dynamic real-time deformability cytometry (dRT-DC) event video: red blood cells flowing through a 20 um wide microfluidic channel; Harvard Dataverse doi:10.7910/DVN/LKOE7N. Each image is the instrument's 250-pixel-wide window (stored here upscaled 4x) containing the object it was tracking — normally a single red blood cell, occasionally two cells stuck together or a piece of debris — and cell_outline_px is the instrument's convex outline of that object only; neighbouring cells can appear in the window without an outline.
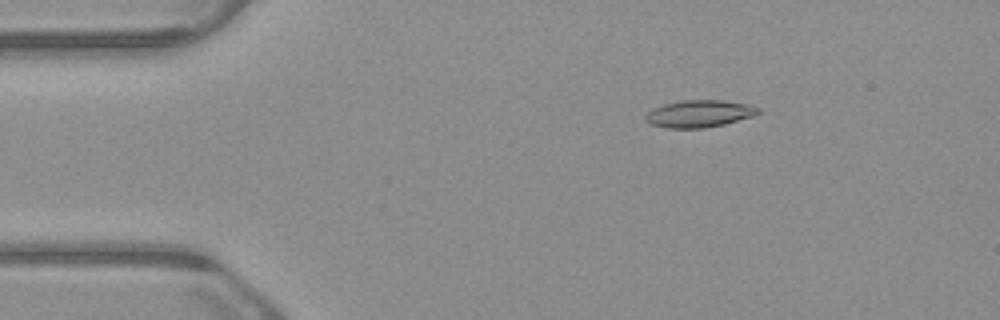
{"species": "common noctule bat (a hibernating species)", "species_latin": "Nyctalus noctula", "temperature_condition": "warm", "stored_images_in_passage": 19, "camera_frame_rate_fps": 3000, "um_per_image_px": 0.085, "animal": {"sex": "male", "body_mass_g": 23.1, "forearm_length_mm": 52.7}, "frame": {"image": 1, "passage_image": 9, "time_ms": 2.667, "image_size_px": [1000, 320], "cell_outline_px": [[760, 112], [752, 116], [724, 124], [704, 128], [668, 128], [648, 124], [644, 120], [644, 116], [652, 108], [664, 104], [684, 100], [724, 100], [748, 104], [760, 108]], "centroid_in_image_um": [59.4, 9.66], "position_along_channel_um": 25.6, "area_um2": 17.92}}
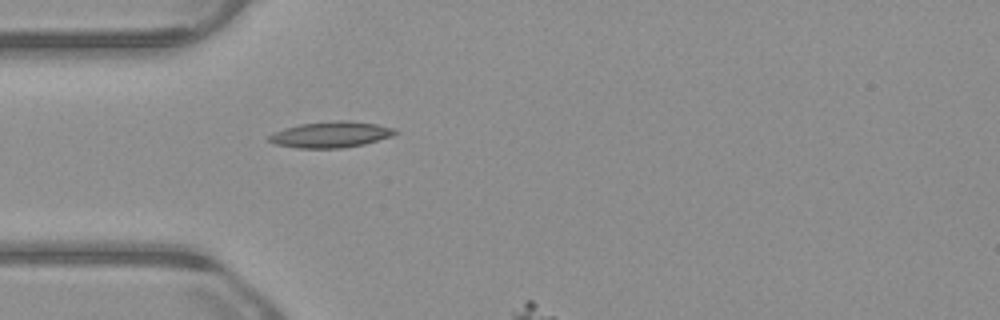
{"frame": {"image": 2, "passage_image": 16, "time_ms": 5.0, "image_size_px": [1000, 320], "cell_outline_px": [[400, 132], [392, 136], [364, 144], [340, 148], [296, 148], [276, 144], [268, 140], [268, 136], [272, 132], [284, 128], [300, 124], [340, 120], [352, 120], [376, 124], [396, 128]], "centroid_in_image_um": [28.14, 11.43], "position_along_channel_um": 56.9, "area_um2": 19.25}}